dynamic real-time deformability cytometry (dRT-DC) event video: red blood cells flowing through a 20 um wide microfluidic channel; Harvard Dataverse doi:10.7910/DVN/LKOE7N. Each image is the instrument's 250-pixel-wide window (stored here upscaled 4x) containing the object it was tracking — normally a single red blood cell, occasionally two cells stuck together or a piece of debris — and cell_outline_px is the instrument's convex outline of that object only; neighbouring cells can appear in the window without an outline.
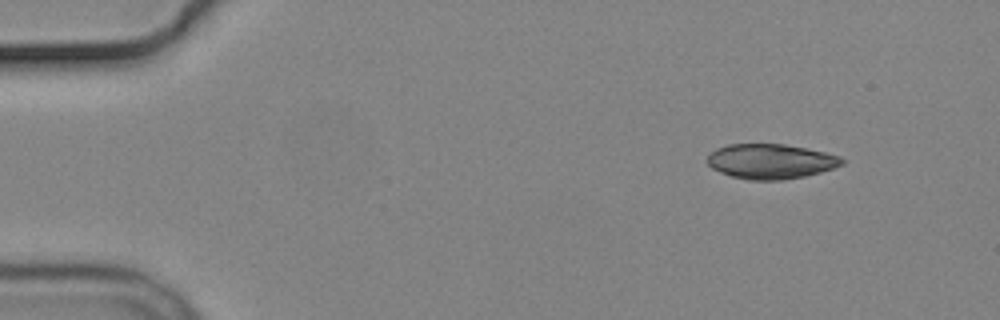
{"species": "common noctule bat (a hibernating species)", "species_latin": "Nyctalus noctula", "temperature_condition": "cold", "stored_images_in_passage": 4, "camera_frame_rate_fps": 3000, "um_per_image_px": 0.085, "animal": {"sex": "male", "body_mass_g": 19.2, "forearm_length_mm": 51.8}, "frame": {"image": 1, "passage_image": 1, "time_ms": 0.0, "image_size_px": [1000, 320], "cell_outline_px": [[844, 164], [820, 172], [804, 176], [780, 180], [748, 180], [732, 176], [720, 172], [712, 168], [708, 164], [708, 156], [716, 148], [728, 144], [784, 144], [824, 152], [840, 156], [844, 160]], "centroid_in_image_um": [65.5, 13.71], "position_along_channel_um": 19.5, "area_um2": 27.17}}